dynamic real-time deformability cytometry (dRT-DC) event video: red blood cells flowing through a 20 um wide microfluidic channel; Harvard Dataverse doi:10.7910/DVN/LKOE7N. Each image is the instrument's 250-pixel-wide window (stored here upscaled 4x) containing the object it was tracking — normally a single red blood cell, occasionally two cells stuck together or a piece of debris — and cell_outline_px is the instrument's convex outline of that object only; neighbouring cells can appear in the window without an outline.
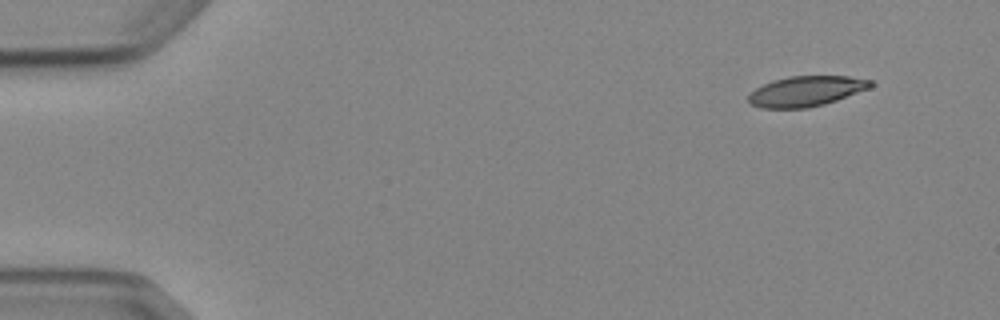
{"species": "Egyptian fruit bat (a non-hibernating species)", "species_latin": "Rousettus aegyptiacus", "temperature_condition": "cold", "stored_images_in_passage": 4, "camera_frame_rate_fps": 3000, "um_per_image_px": 0.085, "animal": {"sex": "female"}, "frame": {"image": 1, "passage_image": 1, "time_ms": 0.0, "image_size_px": [1000, 320], "cell_outline_px": [[876, 84], [872, 88], [824, 104], [808, 108], [760, 108], [752, 104], [748, 100], [748, 96], [756, 88], [772, 80], [788, 76], [848, 76], [876, 80]], "centroid_in_image_um": [68.6, 7.74], "position_along_channel_um": 16.4, "area_um2": 21.79}}
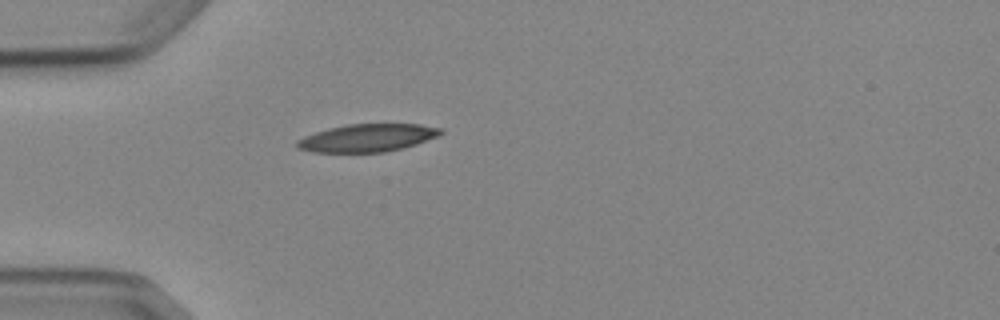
{"frame": {"image": 2, "passage_image": 4, "time_ms": 3.667, "image_size_px": [1000, 320], "cell_outline_px": [[444, 132], [440, 136], [404, 148], [384, 152], [312, 152], [296, 148], [296, 140], [304, 136], [328, 128], [348, 124], [420, 124], [444, 128]], "centroid_in_image_um": [31.26, 11.72], "position_along_channel_um": 53.7, "area_um2": 23.47}}